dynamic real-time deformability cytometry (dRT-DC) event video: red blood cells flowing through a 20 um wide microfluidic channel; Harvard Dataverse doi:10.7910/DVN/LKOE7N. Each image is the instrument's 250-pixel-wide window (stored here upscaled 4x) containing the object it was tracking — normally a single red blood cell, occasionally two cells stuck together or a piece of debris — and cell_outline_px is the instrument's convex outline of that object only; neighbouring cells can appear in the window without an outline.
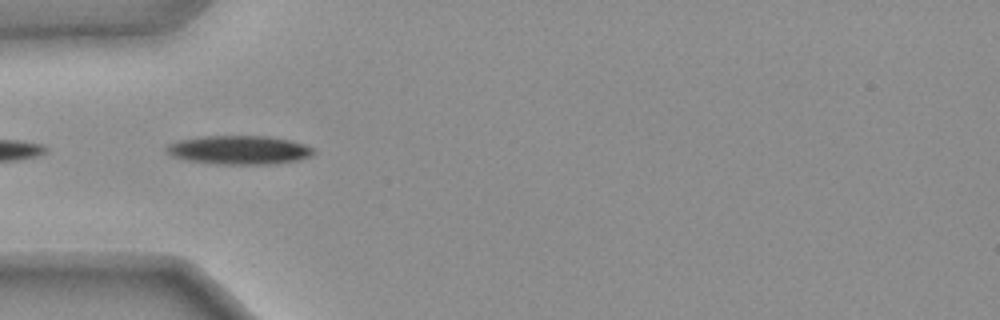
{"species": "common noctule bat (a hibernating species)", "species_latin": "Nyctalus noctula", "temperature_condition": "warm", "stored_images_in_passage": 8, "camera_frame_rate_fps": 3000, "um_per_image_px": 0.085, "animal": {"sex": "female", "body_mass_g": 25.1}, "frame": {"image": 1, "passage_image": 2, "time_ms": 0.333, "image_size_px": [1000, 320], "cell_outline_px": [[316, 152], [312, 156], [300, 160], [272, 164], [216, 164], [188, 160], [172, 156], [164, 148], [168, 144], [180, 140], [204, 136], [268, 136], [288, 140], [304, 144], [312, 148]], "centroid_in_image_um": [20.35, 12.75], "position_along_channel_um": 64.6, "area_um2": 24.62}}
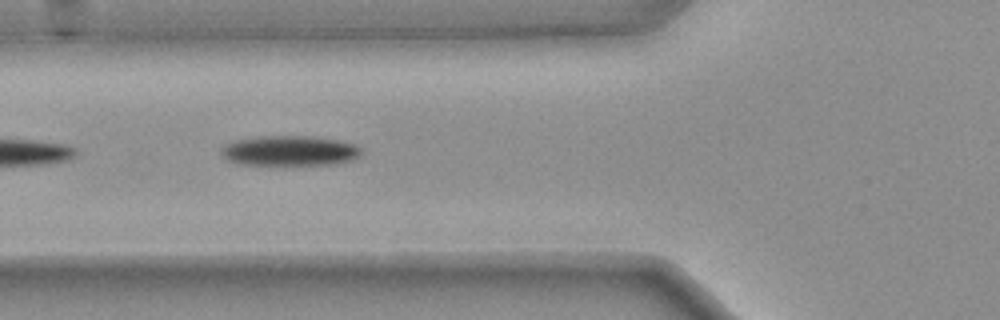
{"frame": {"image": 2, "passage_image": 5, "time_ms": 1.333, "image_size_px": [1000, 320], "cell_outline_px": [[360, 152], [352, 160], [336, 164], [240, 164], [228, 160], [220, 152], [220, 148], [224, 144], [236, 140], [264, 136], [312, 136], [336, 140], [356, 144], [360, 148]], "centroid_in_image_um": [24.59, 12.81], "position_along_channel_um": 101.2, "area_um2": 24.28}}